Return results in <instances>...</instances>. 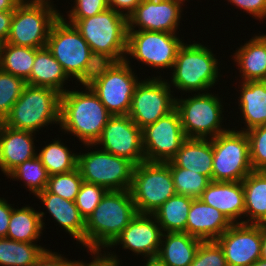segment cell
<instances>
[{
	"instance_id": "obj_1",
	"label": "cell",
	"mask_w": 266,
	"mask_h": 266,
	"mask_svg": "<svg viewBox=\"0 0 266 266\" xmlns=\"http://www.w3.org/2000/svg\"><path fill=\"white\" fill-rule=\"evenodd\" d=\"M136 215L130 190L107 191L85 221V248L88 252L108 248Z\"/></svg>"
},
{
	"instance_id": "obj_2",
	"label": "cell",
	"mask_w": 266,
	"mask_h": 266,
	"mask_svg": "<svg viewBox=\"0 0 266 266\" xmlns=\"http://www.w3.org/2000/svg\"><path fill=\"white\" fill-rule=\"evenodd\" d=\"M85 91L67 90L60 96V129L74 134L84 145L95 144L113 116L86 85Z\"/></svg>"
},
{
	"instance_id": "obj_3",
	"label": "cell",
	"mask_w": 266,
	"mask_h": 266,
	"mask_svg": "<svg viewBox=\"0 0 266 266\" xmlns=\"http://www.w3.org/2000/svg\"><path fill=\"white\" fill-rule=\"evenodd\" d=\"M46 47L67 76L77 79L81 85L91 78L101 63L78 29L61 16L51 28Z\"/></svg>"
},
{
	"instance_id": "obj_4",
	"label": "cell",
	"mask_w": 266,
	"mask_h": 266,
	"mask_svg": "<svg viewBox=\"0 0 266 266\" xmlns=\"http://www.w3.org/2000/svg\"><path fill=\"white\" fill-rule=\"evenodd\" d=\"M74 26L100 62H120L126 58L127 18L113 9L78 20Z\"/></svg>"
},
{
	"instance_id": "obj_5",
	"label": "cell",
	"mask_w": 266,
	"mask_h": 266,
	"mask_svg": "<svg viewBox=\"0 0 266 266\" xmlns=\"http://www.w3.org/2000/svg\"><path fill=\"white\" fill-rule=\"evenodd\" d=\"M127 58L120 62H101L85 83L114 115H128L132 97L140 82Z\"/></svg>"
},
{
	"instance_id": "obj_6",
	"label": "cell",
	"mask_w": 266,
	"mask_h": 266,
	"mask_svg": "<svg viewBox=\"0 0 266 266\" xmlns=\"http://www.w3.org/2000/svg\"><path fill=\"white\" fill-rule=\"evenodd\" d=\"M208 46L183 43L176 54L172 77L168 84L185 92H204L219 80L218 59Z\"/></svg>"
},
{
	"instance_id": "obj_7",
	"label": "cell",
	"mask_w": 266,
	"mask_h": 266,
	"mask_svg": "<svg viewBox=\"0 0 266 266\" xmlns=\"http://www.w3.org/2000/svg\"><path fill=\"white\" fill-rule=\"evenodd\" d=\"M60 96L54 89L26 85L2 123L36 133L49 124H60Z\"/></svg>"
},
{
	"instance_id": "obj_8",
	"label": "cell",
	"mask_w": 266,
	"mask_h": 266,
	"mask_svg": "<svg viewBox=\"0 0 266 266\" xmlns=\"http://www.w3.org/2000/svg\"><path fill=\"white\" fill-rule=\"evenodd\" d=\"M52 4L23 0L13 12L6 43L36 49L45 47L51 28L61 15Z\"/></svg>"
},
{
	"instance_id": "obj_9",
	"label": "cell",
	"mask_w": 266,
	"mask_h": 266,
	"mask_svg": "<svg viewBox=\"0 0 266 266\" xmlns=\"http://www.w3.org/2000/svg\"><path fill=\"white\" fill-rule=\"evenodd\" d=\"M220 99L208 91L186 99L175 98V108L186 138L212 139L230 129L222 127L224 108Z\"/></svg>"
},
{
	"instance_id": "obj_10",
	"label": "cell",
	"mask_w": 266,
	"mask_h": 266,
	"mask_svg": "<svg viewBox=\"0 0 266 266\" xmlns=\"http://www.w3.org/2000/svg\"><path fill=\"white\" fill-rule=\"evenodd\" d=\"M131 194L139 214H153L176 194L170 167L163 162H141L134 166Z\"/></svg>"
},
{
	"instance_id": "obj_11",
	"label": "cell",
	"mask_w": 266,
	"mask_h": 266,
	"mask_svg": "<svg viewBox=\"0 0 266 266\" xmlns=\"http://www.w3.org/2000/svg\"><path fill=\"white\" fill-rule=\"evenodd\" d=\"M212 181L239 182L253 171L246 132L232 129L212 138Z\"/></svg>"
},
{
	"instance_id": "obj_12",
	"label": "cell",
	"mask_w": 266,
	"mask_h": 266,
	"mask_svg": "<svg viewBox=\"0 0 266 266\" xmlns=\"http://www.w3.org/2000/svg\"><path fill=\"white\" fill-rule=\"evenodd\" d=\"M78 154L77 168L87 183L97 184L107 191L130 190L134 164L105 150L96 149Z\"/></svg>"
},
{
	"instance_id": "obj_13",
	"label": "cell",
	"mask_w": 266,
	"mask_h": 266,
	"mask_svg": "<svg viewBox=\"0 0 266 266\" xmlns=\"http://www.w3.org/2000/svg\"><path fill=\"white\" fill-rule=\"evenodd\" d=\"M179 38L176 33L128 30L126 57L130 55L156 69H172L177 51L184 43Z\"/></svg>"
},
{
	"instance_id": "obj_14",
	"label": "cell",
	"mask_w": 266,
	"mask_h": 266,
	"mask_svg": "<svg viewBox=\"0 0 266 266\" xmlns=\"http://www.w3.org/2000/svg\"><path fill=\"white\" fill-rule=\"evenodd\" d=\"M161 76L141 80L134 91L128 116L141 129L155 123L175 108L168 81Z\"/></svg>"
},
{
	"instance_id": "obj_15",
	"label": "cell",
	"mask_w": 266,
	"mask_h": 266,
	"mask_svg": "<svg viewBox=\"0 0 266 266\" xmlns=\"http://www.w3.org/2000/svg\"><path fill=\"white\" fill-rule=\"evenodd\" d=\"M96 145H102V150L128 159L134 165L145 161L142 129L128 115L112 116L96 143L85 144L87 148Z\"/></svg>"
},
{
	"instance_id": "obj_16",
	"label": "cell",
	"mask_w": 266,
	"mask_h": 266,
	"mask_svg": "<svg viewBox=\"0 0 266 266\" xmlns=\"http://www.w3.org/2000/svg\"><path fill=\"white\" fill-rule=\"evenodd\" d=\"M142 138L145 161H170L186 139L177 109L143 128Z\"/></svg>"
},
{
	"instance_id": "obj_17",
	"label": "cell",
	"mask_w": 266,
	"mask_h": 266,
	"mask_svg": "<svg viewBox=\"0 0 266 266\" xmlns=\"http://www.w3.org/2000/svg\"><path fill=\"white\" fill-rule=\"evenodd\" d=\"M216 241L228 266H252L261 257L262 225L232 224Z\"/></svg>"
},
{
	"instance_id": "obj_18",
	"label": "cell",
	"mask_w": 266,
	"mask_h": 266,
	"mask_svg": "<svg viewBox=\"0 0 266 266\" xmlns=\"http://www.w3.org/2000/svg\"><path fill=\"white\" fill-rule=\"evenodd\" d=\"M185 0H143L128 17V30L176 33ZM137 26V27H136Z\"/></svg>"
},
{
	"instance_id": "obj_19",
	"label": "cell",
	"mask_w": 266,
	"mask_h": 266,
	"mask_svg": "<svg viewBox=\"0 0 266 266\" xmlns=\"http://www.w3.org/2000/svg\"><path fill=\"white\" fill-rule=\"evenodd\" d=\"M162 234V229L152 214L137 213L107 249L121 244L122 248L136 253L137 257H157Z\"/></svg>"
},
{
	"instance_id": "obj_20",
	"label": "cell",
	"mask_w": 266,
	"mask_h": 266,
	"mask_svg": "<svg viewBox=\"0 0 266 266\" xmlns=\"http://www.w3.org/2000/svg\"><path fill=\"white\" fill-rule=\"evenodd\" d=\"M35 134L10 128L0 122V169L6 176L26 160L37 156Z\"/></svg>"
},
{
	"instance_id": "obj_21",
	"label": "cell",
	"mask_w": 266,
	"mask_h": 266,
	"mask_svg": "<svg viewBox=\"0 0 266 266\" xmlns=\"http://www.w3.org/2000/svg\"><path fill=\"white\" fill-rule=\"evenodd\" d=\"M199 199L205 202L207 205L216 208L233 224L242 223L245 211L244 188L242 181H211L206 189L202 192Z\"/></svg>"
},
{
	"instance_id": "obj_22",
	"label": "cell",
	"mask_w": 266,
	"mask_h": 266,
	"mask_svg": "<svg viewBox=\"0 0 266 266\" xmlns=\"http://www.w3.org/2000/svg\"><path fill=\"white\" fill-rule=\"evenodd\" d=\"M232 224L216 208L195 198L188 213L186 233L202 241L217 240Z\"/></svg>"
},
{
	"instance_id": "obj_23",
	"label": "cell",
	"mask_w": 266,
	"mask_h": 266,
	"mask_svg": "<svg viewBox=\"0 0 266 266\" xmlns=\"http://www.w3.org/2000/svg\"><path fill=\"white\" fill-rule=\"evenodd\" d=\"M46 206V211L52 215L58 225L65 232L85 246V220L81 216L75 201L66 200L58 195L50 193L46 188L36 195Z\"/></svg>"
},
{
	"instance_id": "obj_24",
	"label": "cell",
	"mask_w": 266,
	"mask_h": 266,
	"mask_svg": "<svg viewBox=\"0 0 266 266\" xmlns=\"http://www.w3.org/2000/svg\"><path fill=\"white\" fill-rule=\"evenodd\" d=\"M242 82L266 81V34L254 35L234 55Z\"/></svg>"
},
{
	"instance_id": "obj_25",
	"label": "cell",
	"mask_w": 266,
	"mask_h": 266,
	"mask_svg": "<svg viewBox=\"0 0 266 266\" xmlns=\"http://www.w3.org/2000/svg\"><path fill=\"white\" fill-rule=\"evenodd\" d=\"M170 161L177 167L200 173L212 181V139L186 138Z\"/></svg>"
},
{
	"instance_id": "obj_26",
	"label": "cell",
	"mask_w": 266,
	"mask_h": 266,
	"mask_svg": "<svg viewBox=\"0 0 266 266\" xmlns=\"http://www.w3.org/2000/svg\"><path fill=\"white\" fill-rule=\"evenodd\" d=\"M68 79L62 66L46 46L36 49L31 74L26 80L27 85L47 87L63 94L67 91L63 86Z\"/></svg>"
},
{
	"instance_id": "obj_27",
	"label": "cell",
	"mask_w": 266,
	"mask_h": 266,
	"mask_svg": "<svg viewBox=\"0 0 266 266\" xmlns=\"http://www.w3.org/2000/svg\"><path fill=\"white\" fill-rule=\"evenodd\" d=\"M240 87L238 109L242 113L246 128L239 131L247 132L266 123V81L241 82Z\"/></svg>"
},
{
	"instance_id": "obj_28",
	"label": "cell",
	"mask_w": 266,
	"mask_h": 266,
	"mask_svg": "<svg viewBox=\"0 0 266 266\" xmlns=\"http://www.w3.org/2000/svg\"><path fill=\"white\" fill-rule=\"evenodd\" d=\"M201 241L185 232H163L157 257L167 266H190Z\"/></svg>"
},
{
	"instance_id": "obj_29",
	"label": "cell",
	"mask_w": 266,
	"mask_h": 266,
	"mask_svg": "<svg viewBox=\"0 0 266 266\" xmlns=\"http://www.w3.org/2000/svg\"><path fill=\"white\" fill-rule=\"evenodd\" d=\"M245 211L242 223L266 224V171H252L243 180Z\"/></svg>"
},
{
	"instance_id": "obj_30",
	"label": "cell",
	"mask_w": 266,
	"mask_h": 266,
	"mask_svg": "<svg viewBox=\"0 0 266 266\" xmlns=\"http://www.w3.org/2000/svg\"><path fill=\"white\" fill-rule=\"evenodd\" d=\"M45 213L36 211L30 206L13 208L6 238L18 242L37 243L45 229L43 217Z\"/></svg>"
},
{
	"instance_id": "obj_31",
	"label": "cell",
	"mask_w": 266,
	"mask_h": 266,
	"mask_svg": "<svg viewBox=\"0 0 266 266\" xmlns=\"http://www.w3.org/2000/svg\"><path fill=\"white\" fill-rule=\"evenodd\" d=\"M193 199L190 196L175 194L153 212L152 215L156 218L162 232L186 233L188 213Z\"/></svg>"
},
{
	"instance_id": "obj_32",
	"label": "cell",
	"mask_w": 266,
	"mask_h": 266,
	"mask_svg": "<svg viewBox=\"0 0 266 266\" xmlns=\"http://www.w3.org/2000/svg\"><path fill=\"white\" fill-rule=\"evenodd\" d=\"M35 55L36 48L4 42L0 44V70L26 81L30 77Z\"/></svg>"
},
{
	"instance_id": "obj_33",
	"label": "cell",
	"mask_w": 266,
	"mask_h": 266,
	"mask_svg": "<svg viewBox=\"0 0 266 266\" xmlns=\"http://www.w3.org/2000/svg\"><path fill=\"white\" fill-rule=\"evenodd\" d=\"M45 250L36 243L0 238V266H32Z\"/></svg>"
},
{
	"instance_id": "obj_34",
	"label": "cell",
	"mask_w": 266,
	"mask_h": 266,
	"mask_svg": "<svg viewBox=\"0 0 266 266\" xmlns=\"http://www.w3.org/2000/svg\"><path fill=\"white\" fill-rule=\"evenodd\" d=\"M37 157L49 176L68 173L77 168L78 154L72 153L66 145L61 143V140H54L42 147Z\"/></svg>"
},
{
	"instance_id": "obj_35",
	"label": "cell",
	"mask_w": 266,
	"mask_h": 266,
	"mask_svg": "<svg viewBox=\"0 0 266 266\" xmlns=\"http://www.w3.org/2000/svg\"><path fill=\"white\" fill-rule=\"evenodd\" d=\"M7 177L17 179L16 181L22 180L34 196L47 187L49 180V174L37 156L20 164Z\"/></svg>"
},
{
	"instance_id": "obj_36",
	"label": "cell",
	"mask_w": 266,
	"mask_h": 266,
	"mask_svg": "<svg viewBox=\"0 0 266 266\" xmlns=\"http://www.w3.org/2000/svg\"><path fill=\"white\" fill-rule=\"evenodd\" d=\"M165 163L170 167L176 194L199 198L211 182L207 176L177 167L171 161Z\"/></svg>"
},
{
	"instance_id": "obj_37",
	"label": "cell",
	"mask_w": 266,
	"mask_h": 266,
	"mask_svg": "<svg viewBox=\"0 0 266 266\" xmlns=\"http://www.w3.org/2000/svg\"><path fill=\"white\" fill-rule=\"evenodd\" d=\"M26 85L23 78L0 70V122L9 114Z\"/></svg>"
},
{
	"instance_id": "obj_38",
	"label": "cell",
	"mask_w": 266,
	"mask_h": 266,
	"mask_svg": "<svg viewBox=\"0 0 266 266\" xmlns=\"http://www.w3.org/2000/svg\"><path fill=\"white\" fill-rule=\"evenodd\" d=\"M83 181L79 169L76 168L68 173L49 176L46 189L66 200L75 201Z\"/></svg>"
},
{
	"instance_id": "obj_39",
	"label": "cell",
	"mask_w": 266,
	"mask_h": 266,
	"mask_svg": "<svg viewBox=\"0 0 266 266\" xmlns=\"http://www.w3.org/2000/svg\"><path fill=\"white\" fill-rule=\"evenodd\" d=\"M246 134L253 171H266V126L254 127Z\"/></svg>"
},
{
	"instance_id": "obj_40",
	"label": "cell",
	"mask_w": 266,
	"mask_h": 266,
	"mask_svg": "<svg viewBox=\"0 0 266 266\" xmlns=\"http://www.w3.org/2000/svg\"><path fill=\"white\" fill-rule=\"evenodd\" d=\"M106 192L102 186L83 181L75 203L85 221L99 205Z\"/></svg>"
},
{
	"instance_id": "obj_41",
	"label": "cell",
	"mask_w": 266,
	"mask_h": 266,
	"mask_svg": "<svg viewBox=\"0 0 266 266\" xmlns=\"http://www.w3.org/2000/svg\"><path fill=\"white\" fill-rule=\"evenodd\" d=\"M190 266H228L216 240L201 241Z\"/></svg>"
},
{
	"instance_id": "obj_42",
	"label": "cell",
	"mask_w": 266,
	"mask_h": 266,
	"mask_svg": "<svg viewBox=\"0 0 266 266\" xmlns=\"http://www.w3.org/2000/svg\"><path fill=\"white\" fill-rule=\"evenodd\" d=\"M74 6L68 11V20L60 15L70 24H75L78 20L89 18L99 14L109 8L108 0H75Z\"/></svg>"
},
{
	"instance_id": "obj_43",
	"label": "cell",
	"mask_w": 266,
	"mask_h": 266,
	"mask_svg": "<svg viewBox=\"0 0 266 266\" xmlns=\"http://www.w3.org/2000/svg\"><path fill=\"white\" fill-rule=\"evenodd\" d=\"M258 20L266 18V0H227Z\"/></svg>"
},
{
	"instance_id": "obj_44",
	"label": "cell",
	"mask_w": 266,
	"mask_h": 266,
	"mask_svg": "<svg viewBox=\"0 0 266 266\" xmlns=\"http://www.w3.org/2000/svg\"><path fill=\"white\" fill-rule=\"evenodd\" d=\"M56 252L46 249L35 262V266H78L79 260H68Z\"/></svg>"
},
{
	"instance_id": "obj_45",
	"label": "cell",
	"mask_w": 266,
	"mask_h": 266,
	"mask_svg": "<svg viewBox=\"0 0 266 266\" xmlns=\"http://www.w3.org/2000/svg\"><path fill=\"white\" fill-rule=\"evenodd\" d=\"M94 251L90 252L92 256H94L92 259V262L86 263L83 261H79L78 266H119L120 265V259H118L117 255L112 252L106 251L108 253H105V251ZM111 253V254H110Z\"/></svg>"
},
{
	"instance_id": "obj_46",
	"label": "cell",
	"mask_w": 266,
	"mask_h": 266,
	"mask_svg": "<svg viewBox=\"0 0 266 266\" xmlns=\"http://www.w3.org/2000/svg\"><path fill=\"white\" fill-rule=\"evenodd\" d=\"M142 1L143 0H108V6L110 9H113L128 19Z\"/></svg>"
},
{
	"instance_id": "obj_47",
	"label": "cell",
	"mask_w": 266,
	"mask_h": 266,
	"mask_svg": "<svg viewBox=\"0 0 266 266\" xmlns=\"http://www.w3.org/2000/svg\"><path fill=\"white\" fill-rule=\"evenodd\" d=\"M13 207L0 197V238H6Z\"/></svg>"
},
{
	"instance_id": "obj_48",
	"label": "cell",
	"mask_w": 266,
	"mask_h": 266,
	"mask_svg": "<svg viewBox=\"0 0 266 266\" xmlns=\"http://www.w3.org/2000/svg\"><path fill=\"white\" fill-rule=\"evenodd\" d=\"M13 12H0V44L6 42L10 32Z\"/></svg>"
},
{
	"instance_id": "obj_49",
	"label": "cell",
	"mask_w": 266,
	"mask_h": 266,
	"mask_svg": "<svg viewBox=\"0 0 266 266\" xmlns=\"http://www.w3.org/2000/svg\"><path fill=\"white\" fill-rule=\"evenodd\" d=\"M23 0H0V12H14Z\"/></svg>"
},
{
	"instance_id": "obj_50",
	"label": "cell",
	"mask_w": 266,
	"mask_h": 266,
	"mask_svg": "<svg viewBox=\"0 0 266 266\" xmlns=\"http://www.w3.org/2000/svg\"><path fill=\"white\" fill-rule=\"evenodd\" d=\"M260 259L266 260V224H262V247Z\"/></svg>"
},
{
	"instance_id": "obj_51",
	"label": "cell",
	"mask_w": 266,
	"mask_h": 266,
	"mask_svg": "<svg viewBox=\"0 0 266 266\" xmlns=\"http://www.w3.org/2000/svg\"><path fill=\"white\" fill-rule=\"evenodd\" d=\"M146 263L144 266H167L158 257L145 258Z\"/></svg>"
},
{
	"instance_id": "obj_52",
	"label": "cell",
	"mask_w": 266,
	"mask_h": 266,
	"mask_svg": "<svg viewBox=\"0 0 266 266\" xmlns=\"http://www.w3.org/2000/svg\"><path fill=\"white\" fill-rule=\"evenodd\" d=\"M252 266H266V260L259 259Z\"/></svg>"
},
{
	"instance_id": "obj_53",
	"label": "cell",
	"mask_w": 266,
	"mask_h": 266,
	"mask_svg": "<svg viewBox=\"0 0 266 266\" xmlns=\"http://www.w3.org/2000/svg\"><path fill=\"white\" fill-rule=\"evenodd\" d=\"M29 1H50V0H29Z\"/></svg>"
}]
</instances>
